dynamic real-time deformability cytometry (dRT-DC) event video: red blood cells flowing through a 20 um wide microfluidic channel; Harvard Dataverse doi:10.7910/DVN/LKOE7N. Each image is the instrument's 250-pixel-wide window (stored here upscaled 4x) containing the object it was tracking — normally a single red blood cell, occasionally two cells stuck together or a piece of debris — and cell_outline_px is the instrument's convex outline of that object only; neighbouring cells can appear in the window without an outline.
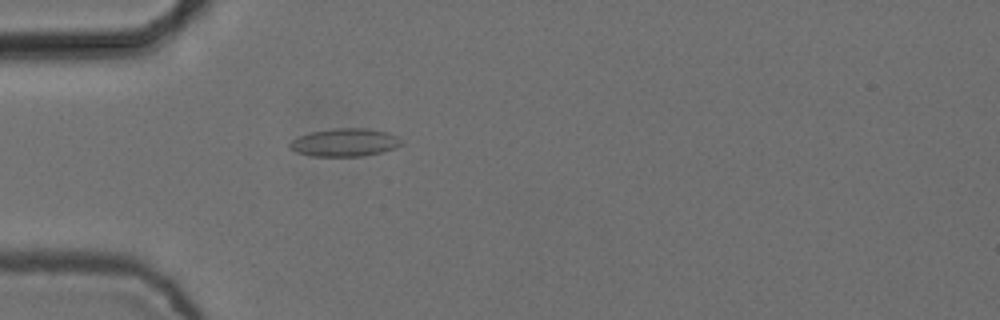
{"species": "common noctule bat (a hibernating species)", "species_latin": "Nyctalus noctula", "temperature_condition": "cold", "stored_images_in_passage": 5, "camera_frame_rate_fps": 3000, "um_per_image_px": 0.085, "animal": {"sex": "female", "body_mass_g": 24.6, "forearm_length_mm": 56.2}, "frame": {"image": 1, "passage_image": 5, "time_ms": 1.333, "image_size_px": [1000, 320], "cell_outline_px": [[404, 144], [396, 148], [364, 156], [312, 156], [296, 152], [288, 148], [288, 144], [292, 140], [300, 136], [312, 132], [332, 128], [368, 128], [388, 132], [400, 136], [404, 140]], "centroid_in_image_um": [29.37, 12.1], "position_along_channel_um": 55.6, "area_um2": 18.5}}